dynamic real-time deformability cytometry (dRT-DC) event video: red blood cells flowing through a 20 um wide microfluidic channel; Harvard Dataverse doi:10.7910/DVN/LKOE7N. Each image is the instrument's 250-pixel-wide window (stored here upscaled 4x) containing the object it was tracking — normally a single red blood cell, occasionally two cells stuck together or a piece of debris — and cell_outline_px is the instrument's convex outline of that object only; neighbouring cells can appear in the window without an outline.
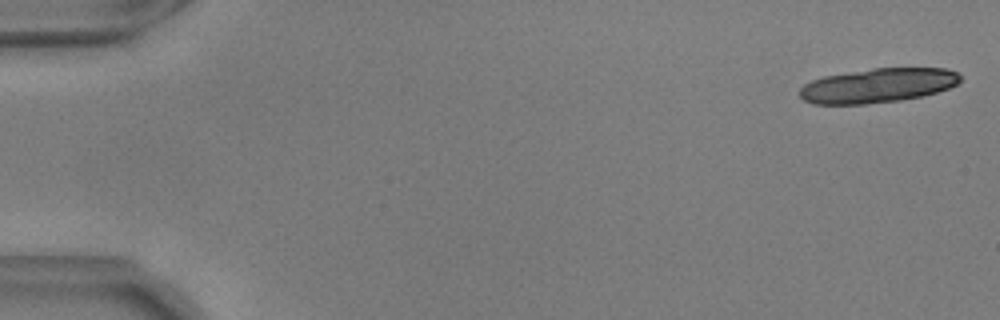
{"species": "common noctule bat (a hibernating species)", "species_latin": "Nyctalus noctula", "temperature_condition": "warm", "stored_images_in_passage": 9, "camera_frame_rate_fps": 3000, "um_per_image_px": 0.085, "animal": {"sex": "male", "body_mass_g": 17.9, "forearm_length_mm": 54.2}, "frame": {"image": 1, "passage_image": 2, "time_ms": 0.333, "image_size_px": [1000, 320], "cell_outline_px": [[960, 80], [956, 84], [948, 88], [936, 92], [920, 96], [900, 100], [864, 104], [812, 104], [804, 100], [800, 96], [800, 88], [804, 84], [812, 80], [824, 76], [872, 68], [944, 68], [956, 72], [960, 76]], "centroid_in_image_um": [74.58, 7.27], "position_along_channel_um": 10.4, "area_um2": 31.96}}